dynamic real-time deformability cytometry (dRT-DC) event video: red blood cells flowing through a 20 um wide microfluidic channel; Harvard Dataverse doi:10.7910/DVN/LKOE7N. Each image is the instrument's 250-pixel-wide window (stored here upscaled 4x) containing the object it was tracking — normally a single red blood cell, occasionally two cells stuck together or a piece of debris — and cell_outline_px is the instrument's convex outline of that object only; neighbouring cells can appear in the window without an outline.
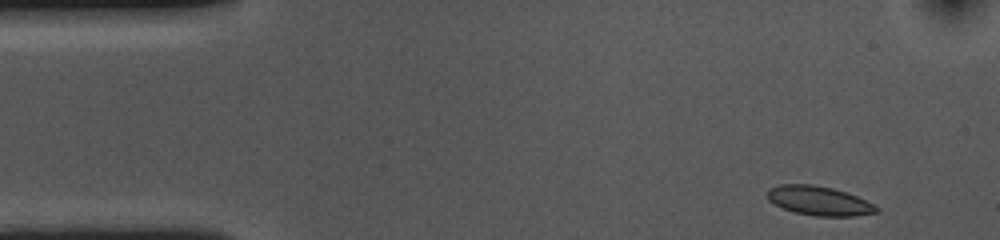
{"species": "common noctule bat (a hibernating species)", "species_latin": "Nyctalus noctula", "temperature_condition": "cold", "stored_images_in_passage": 51, "camera_frame_rate_fps": 3000, "um_per_image_px": 0.085, "animal": {"sex": "female", "body_mass_g": 10.0, "forearm_length_mm": 53.1}, "frame": {"image": 1, "passage_image": 1, "time_ms": 0.0, "image_size_px": [1000, 240], "cell_outline_px": [[880, 212], [856, 216], [816, 216], [796, 212], [784, 208], [768, 200], [764, 192], [768, 188], [780, 184], [812, 184], [832, 188], [856, 196], [880, 208]], "centroid_in_image_um": [69.59, 17.06], "position_along_channel_um": 15.4, "area_um2": 18.55}}
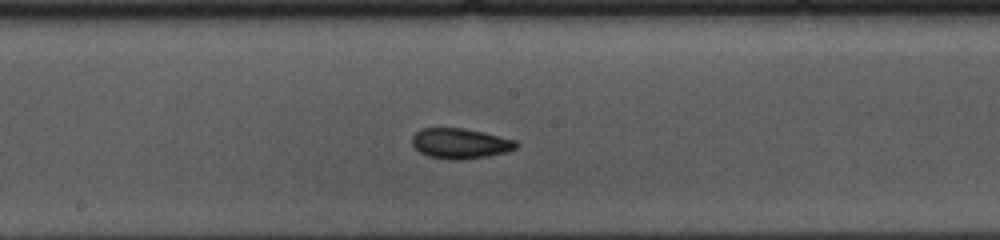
{"frame": {"image": 2, "passage_image": 24, "time_ms": 7.667, "image_size_px": [1000, 240], "cell_outline_px": [[520, 144], [516, 148], [504, 152], [488, 156], [460, 160], [448, 160], [428, 156], [420, 152], [412, 144], [412, 136], [420, 128], [464, 128], [484, 132], [516, 140]], "centroid_in_image_um": [39.12, 12.19], "position_along_channel_um": 209.1, "area_um2": 18.5}}
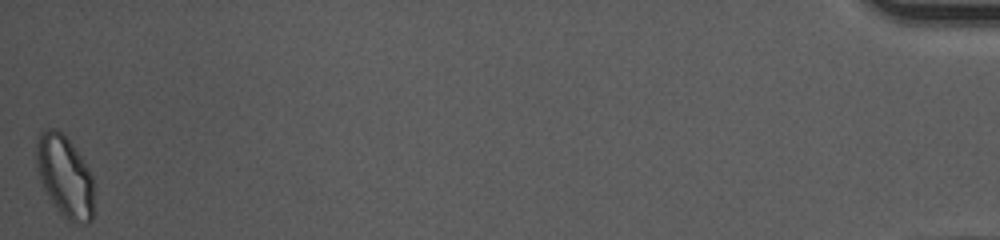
{"frame": {"image": 3, "passage_image": 51, "time_ms": 16.667, "image_size_px": [1000, 240], "cell_outline_px": [[92, 220], [88, 224], [80, 224], [68, 220], [56, 208], [48, 196], [40, 180], [36, 164], [36, 136], [44, 128], [56, 128], [64, 132], [88, 168], [92, 176]], "centroid_in_image_um": [5.48, 14.93], "position_along_channel_um": 429.7, "area_um2": 27.46}, "authors_computed_cell_mechanics": {"area_um2": 18.5538, "velocity_mm_per_s": 3.5797, "shape_relaxation_time_tau1_ms": 9.4802, "shape_relaxation_time_tau2_ms": 5.2831, "deformation_change_tau1": 0.1354, "deformation_change_tau2": 0.0547}}